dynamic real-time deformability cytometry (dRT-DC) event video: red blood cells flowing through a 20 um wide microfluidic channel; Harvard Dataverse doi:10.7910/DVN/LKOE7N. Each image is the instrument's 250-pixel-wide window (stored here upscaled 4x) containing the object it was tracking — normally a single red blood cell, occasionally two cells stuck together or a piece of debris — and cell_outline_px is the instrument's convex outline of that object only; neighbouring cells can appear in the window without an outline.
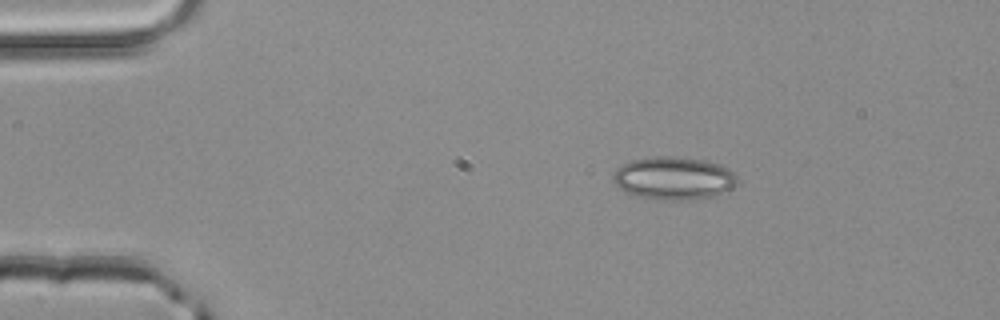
{"species": "common noctule bat (a hibernating species)", "species_latin": "Nyctalus noctula", "temperature_condition": "room temperature", "stored_images_in_passage": 1, "camera_frame_rate_fps": 3000, "um_per_image_px": 0.085, "animal": {"sex": "male", "body_mass_g": 20.4}, "frame": {"image": 1, "passage_image": 1, "time_ms": 0.0, "image_size_px": [1000, 320], "cell_outline_px": [[736, 184], [732, 188], [716, 196], [680, 200], [664, 200], [640, 196], [628, 192], [620, 188], [612, 180], [612, 176], [616, 168], [632, 160], [652, 156], [672, 156], [704, 160], [728, 168], [736, 176]], "centroid_in_image_um": [57.26, 15.14], "position_along_channel_um": 27.7, "area_um2": 30.75}}